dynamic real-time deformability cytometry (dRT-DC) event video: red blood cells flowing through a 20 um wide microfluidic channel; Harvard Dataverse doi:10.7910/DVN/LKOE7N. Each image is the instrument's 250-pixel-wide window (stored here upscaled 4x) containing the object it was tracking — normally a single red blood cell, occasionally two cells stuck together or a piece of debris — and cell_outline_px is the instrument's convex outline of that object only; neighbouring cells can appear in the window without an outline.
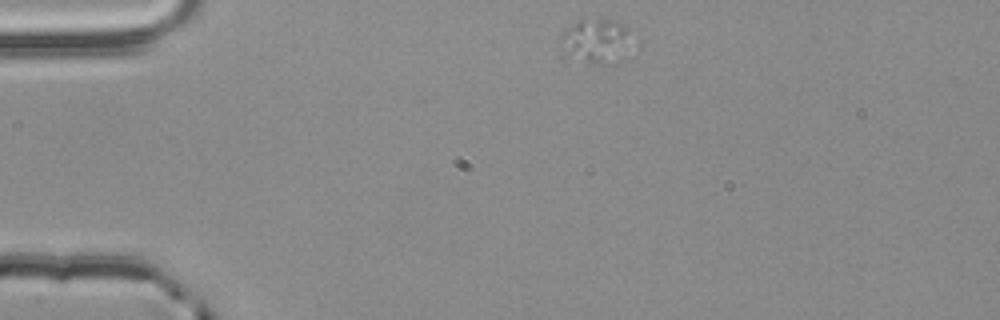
{"species": "common noctule bat (a hibernating species)", "species_latin": "Nyctalus noctula", "temperature_condition": "room temperature", "stored_images_in_passage": 2, "camera_frame_rate_fps": 3000, "um_per_image_px": 0.085, "animal": {"sex": "male", "body_mass_g": 20.4}, "frame": {"image": 1, "passage_image": 1, "time_ms": 0.0, "image_size_px": [1000, 320], "cell_outline_px": [[628, 28], [624, 60], [616, 64], [588, 64], [564, 60], [560, 48], [560, 36], [580, 16], [600, 16], [624, 24]], "centroid_in_image_um": [50.53, 3.5], "position_along_channel_um": 34.5, "area_um2": 19.83}}